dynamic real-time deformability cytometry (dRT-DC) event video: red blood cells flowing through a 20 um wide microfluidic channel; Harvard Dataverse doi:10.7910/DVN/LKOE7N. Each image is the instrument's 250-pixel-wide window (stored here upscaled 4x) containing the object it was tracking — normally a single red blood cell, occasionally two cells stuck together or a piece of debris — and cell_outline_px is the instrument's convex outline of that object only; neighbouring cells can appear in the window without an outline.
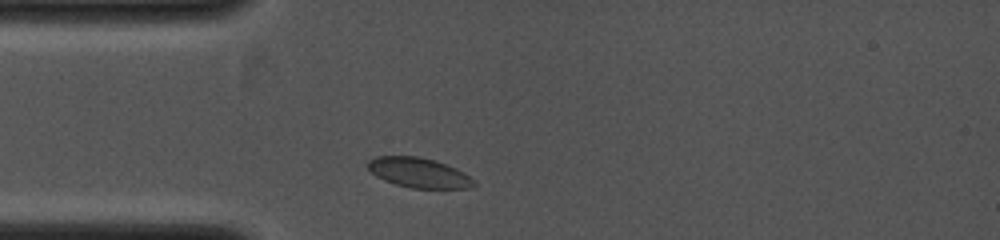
{"species": "common noctule bat (a hibernating species)", "species_latin": "Nyctalus noctula", "temperature_condition": "cold", "stored_images_in_passage": 42, "camera_frame_rate_fps": 4000, "um_per_image_px": 0.085, "animal": {"sex": "female", "body_mass_g": 19.0, "forearm_length_mm": 53.3}, "frame": {"image": 1, "passage_image": 4, "time_ms": 0.5, "image_size_px": [1000, 240], "cell_outline_px": [[476, 184], [472, 188], [412, 188], [396, 184], [384, 180], [376, 176], [364, 164], [368, 160], [376, 156], [420, 156], [436, 160], [456, 168], [464, 172], [476, 180]], "centroid_in_image_um": [35.61, 14.67], "position_along_channel_um": 49.4, "area_um2": 18.73}}
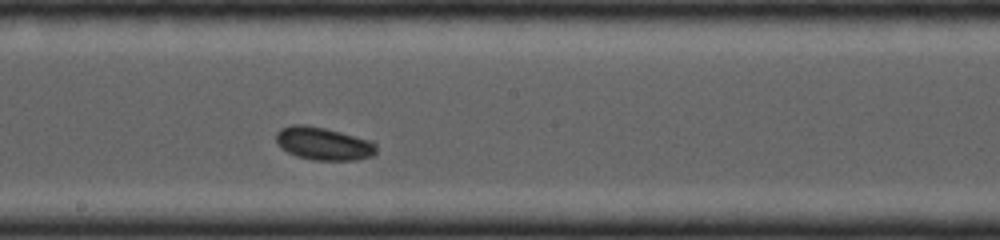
{"frame": {"image": 2, "passage_image": 26, "time_ms": 3.75, "image_size_px": [1000, 240], "cell_outline_px": [[376, 152], [372, 156], [356, 160], [312, 160], [296, 156], [280, 148], [276, 140], [276, 132], [280, 128], [296, 124], [300, 124], [324, 128], [340, 132], [368, 140], [376, 144]], "centroid_in_image_um": [27.46, 12.22], "position_along_channel_um": 220.7, "area_um2": 19.07}}
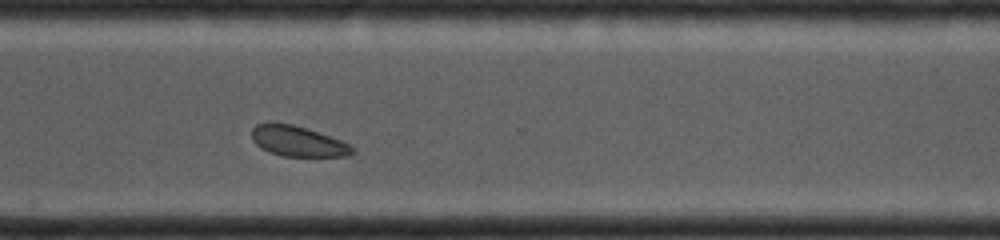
{"frame": {"image": 3, "passage_image": 41, "time_ms": 6.0, "image_size_px": [1000, 240], "cell_outline_px": [[356, 152], [348, 156], [280, 156], [268, 152], [260, 148], [252, 140], [252, 128], [256, 124], [292, 124], [352, 144], [356, 148]], "centroid_in_image_um": [25.35, 12.04], "position_along_channel_um": 345.3, "area_um2": 17.69}}